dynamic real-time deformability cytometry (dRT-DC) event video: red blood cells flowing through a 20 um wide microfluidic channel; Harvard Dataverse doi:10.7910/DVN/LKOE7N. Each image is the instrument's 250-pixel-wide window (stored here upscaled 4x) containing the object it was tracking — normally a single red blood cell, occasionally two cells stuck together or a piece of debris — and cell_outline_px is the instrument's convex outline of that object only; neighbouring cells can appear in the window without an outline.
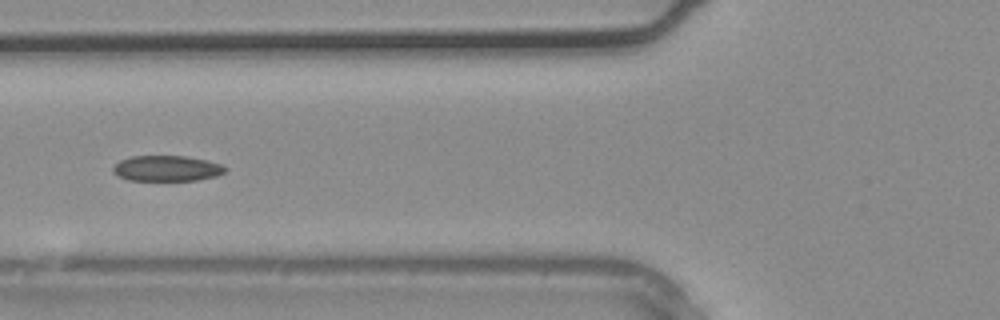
{"species": "common noctule bat (a hibernating species)", "species_latin": "Nyctalus noctula", "temperature_condition": "warm", "stored_images_in_passage": 8, "camera_frame_rate_fps": 3000, "um_per_image_px": 0.085, "animal": {"sex": "male", "body_mass_g": 20.4}, "frame": {"image": 1, "passage_image": 4, "time_ms": 1.0, "image_size_px": [1000, 320], "cell_outline_px": [[228, 168], [224, 172], [216, 176], [196, 180], [128, 180], [116, 176], [112, 172], [112, 168], [120, 160], [132, 156], [184, 156], [208, 160], [220, 164]], "centroid_in_image_um": [14.15, 14.31], "position_along_channel_um": 111.6, "area_um2": 16.76}}